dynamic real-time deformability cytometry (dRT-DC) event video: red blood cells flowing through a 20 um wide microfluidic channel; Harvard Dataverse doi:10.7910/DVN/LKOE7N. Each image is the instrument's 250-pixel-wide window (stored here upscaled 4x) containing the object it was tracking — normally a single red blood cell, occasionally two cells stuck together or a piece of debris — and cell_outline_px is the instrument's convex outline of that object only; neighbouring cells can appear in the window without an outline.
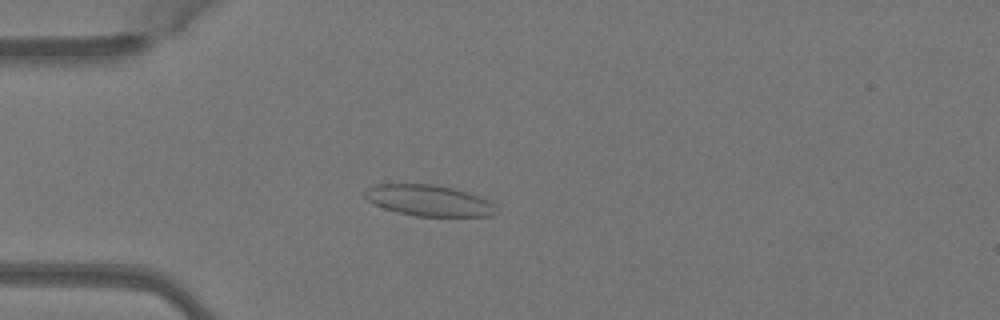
{"species": "Egyptian fruit bat (a non-hibernating species)", "species_latin": "Rousettus aegyptiacus", "temperature_condition": "warm", "stored_images_in_passage": 4, "camera_frame_rate_fps": 3000, "um_per_image_px": 0.085, "animal": {"sex": "female"}, "frame": {"image": 1, "passage_image": 3, "time_ms": 0.667, "image_size_px": [1000, 320], "cell_outline_px": [[496, 212], [492, 216], [416, 216], [396, 212], [384, 208], [368, 200], [364, 196], [364, 192], [368, 188], [376, 184], [436, 184], [468, 192], [480, 196], [496, 204]], "centroid_in_image_um": [36.48, 17.04], "position_along_channel_um": 48.5, "area_um2": 23.81}}